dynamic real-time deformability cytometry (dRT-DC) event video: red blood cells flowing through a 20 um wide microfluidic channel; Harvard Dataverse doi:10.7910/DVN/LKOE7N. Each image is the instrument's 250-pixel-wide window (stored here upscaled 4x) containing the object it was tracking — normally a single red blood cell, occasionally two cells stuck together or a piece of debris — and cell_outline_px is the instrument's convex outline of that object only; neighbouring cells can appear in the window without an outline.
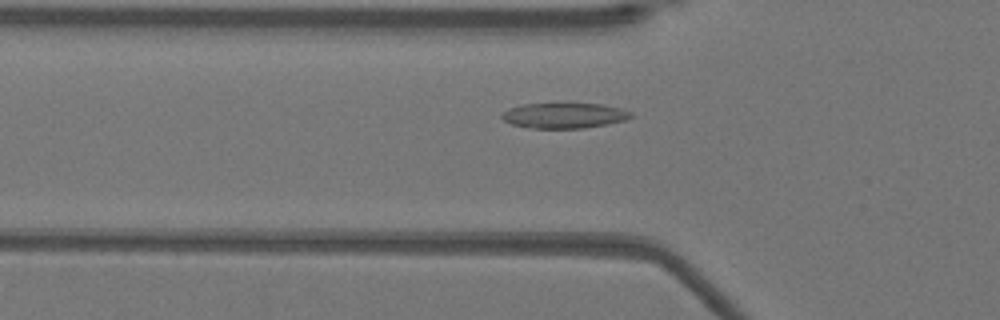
{"species": "Egyptian fruit bat (a non-hibernating species)", "species_latin": "Rousettus aegyptiacus", "temperature_condition": "warm", "stored_images_in_passage": 37, "camera_frame_rate_fps": 3000, "um_per_image_px": 0.085, "animal": {"sex": "female"}, "frame": {"image": 1, "passage_image": 6, "time_ms": 1.667, "image_size_px": [1000, 320], "cell_outline_px": [[632, 116], [624, 120], [608, 124], [584, 128], [532, 128], [512, 124], [504, 120], [500, 116], [508, 108], [524, 104], [600, 104], [620, 108], [632, 112]], "centroid_in_image_um": [47.95, 9.82], "position_along_channel_um": 77.8, "area_um2": 18.84}}
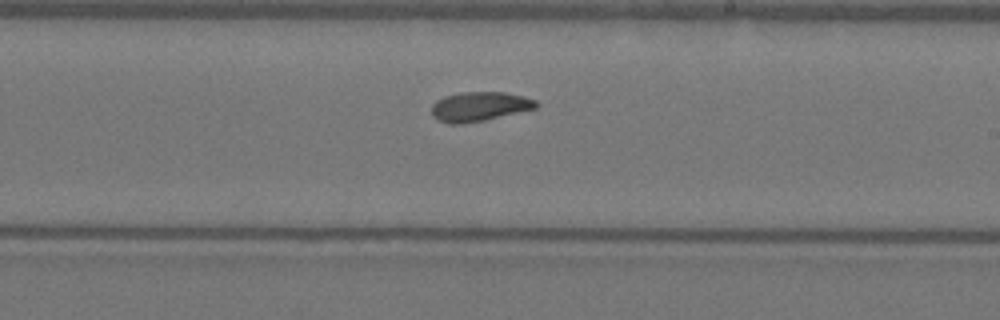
{"frame": {"image": 2, "passage_image": 19, "time_ms": 6.0, "image_size_px": [1000, 320], "cell_outline_px": [[540, 104], [536, 108], [484, 120], [460, 124], [448, 124], [436, 120], [432, 116], [432, 104], [436, 100], [444, 96], [460, 92], [504, 92], [524, 96], [536, 100]], "centroid_in_image_um": [40.73, 9.05], "position_along_channel_um": 248.3, "area_um2": 18.03}}
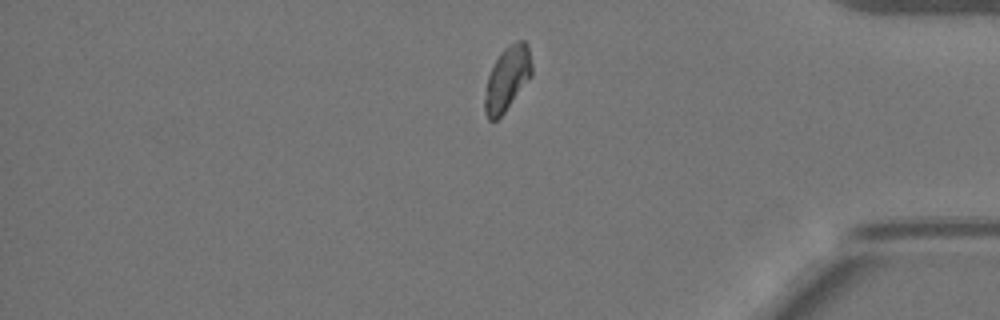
{"frame": {"image": 3, "passage_image": 32, "time_ms": 10.333, "image_size_px": [1000, 320], "cell_outline_px": [[532, 76], [504, 112], [496, 120], [488, 120], [484, 112], [484, 96], [488, 76], [500, 52], [504, 48], [516, 40], [524, 40], [528, 44], [532, 64]], "centroid_in_image_um": [43.12, 6.67], "position_along_channel_um": 392.1, "area_um2": 17.63}}